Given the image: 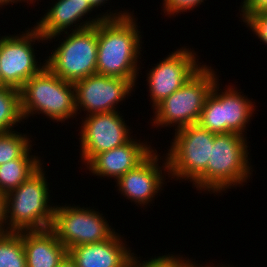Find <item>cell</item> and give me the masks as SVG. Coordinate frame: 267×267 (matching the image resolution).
<instances>
[{
    "instance_id": "obj_1",
    "label": "cell",
    "mask_w": 267,
    "mask_h": 267,
    "mask_svg": "<svg viewBox=\"0 0 267 267\" xmlns=\"http://www.w3.org/2000/svg\"><path fill=\"white\" fill-rule=\"evenodd\" d=\"M137 20L130 12L123 17L104 18L98 23L96 74L128 79L136 85L144 43Z\"/></svg>"
},
{
    "instance_id": "obj_2",
    "label": "cell",
    "mask_w": 267,
    "mask_h": 267,
    "mask_svg": "<svg viewBox=\"0 0 267 267\" xmlns=\"http://www.w3.org/2000/svg\"><path fill=\"white\" fill-rule=\"evenodd\" d=\"M247 137L238 133L214 134L211 159L205 172L193 183L200 193L222 194L232 187H243L252 179L253 165L248 157L250 147ZM251 176V177H250ZM244 183V184H243Z\"/></svg>"
},
{
    "instance_id": "obj_3",
    "label": "cell",
    "mask_w": 267,
    "mask_h": 267,
    "mask_svg": "<svg viewBox=\"0 0 267 267\" xmlns=\"http://www.w3.org/2000/svg\"><path fill=\"white\" fill-rule=\"evenodd\" d=\"M45 173L42 165L16 189L5 194L7 231L46 230L51 227L55 205L50 203L51 190Z\"/></svg>"
},
{
    "instance_id": "obj_4",
    "label": "cell",
    "mask_w": 267,
    "mask_h": 267,
    "mask_svg": "<svg viewBox=\"0 0 267 267\" xmlns=\"http://www.w3.org/2000/svg\"><path fill=\"white\" fill-rule=\"evenodd\" d=\"M23 120L34 114H43L53 122L76 119L75 86L65 81L45 66L20 89Z\"/></svg>"
},
{
    "instance_id": "obj_5",
    "label": "cell",
    "mask_w": 267,
    "mask_h": 267,
    "mask_svg": "<svg viewBox=\"0 0 267 267\" xmlns=\"http://www.w3.org/2000/svg\"><path fill=\"white\" fill-rule=\"evenodd\" d=\"M212 66H203L177 91L154 109L153 128L175 126V131L198 123L205 100L220 78ZM155 126V127H154Z\"/></svg>"
},
{
    "instance_id": "obj_6",
    "label": "cell",
    "mask_w": 267,
    "mask_h": 267,
    "mask_svg": "<svg viewBox=\"0 0 267 267\" xmlns=\"http://www.w3.org/2000/svg\"><path fill=\"white\" fill-rule=\"evenodd\" d=\"M61 35L64 39L46 57V66L61 79L72 83L96 74L98 23L71 33L56 34L47 38L46 42H53Z\"/></svg>"
},
{
    "instance_id": "obj_7",
    "label": "cell",
    "mask_w": 267,
    "mask_h": 267,
    "mask_svg": "<svg viewBox=\"0 0 267 267\" xmlns=\"http://www.w3.org/2000/svg\"><path fill=\"white\" fill-rule=\"evenodd\" d=\"M219 81L205 100L198 124L214 134L233 132L246 137L247 126L257 106L253 98H248L234 84L219 89Z\"/></svg>"
},
{
    "instance_id": "obj_8",
    "label": "cell",
    "mask_w": 267,
    "mask_h": 267,
    "mask_svg": "<svg viewBox=\"0 0 267 267\" xmlns=\"http://www.w3.org/2000/svg\"><path fill=\"white\" fill-rule=\"evenodd\" d=\"M173 138L165 155L169 178L193 184L205 172L211 159L214 133L195 123L176 130Z\"/></svg>"
},
{
    "instance_id": "obj_9",
    "label": "cell",
    "mask_w": 267,
    "mask_h": 267,
    "mask_svg": "<svg viewBox=\"0 0 267 267\" xmlns=\"http://www.w3.org/2000/svg\"><path fill=\"white\" fill-rule=\"evenodd\" d=\"M28 29V30H27ZM17 35L0 36L1 85L21 89L26 81L45 66L36 58L33 45L46 43V39L34 28H25ZM37 42V43H36ZM40 63V64H38Z\"/></svg>"
},
{
    "instance_id": "obj_10",
    "label": "cell",
    "mask_w": 267,
    "mask_h": 267,
    "mask_svg": "<svg viewBox=\"0 0 267 267\" xmlns=\"http://www.w3.org/2000/svg\"><path fill=\"white\" fill-rule=\"evenodd\" d=\"M67 205H55L50 227L67 250L74 246L107 240L116 232L99 210L75 204Z\"/></svg>"
},
{
    "instance_id": "obj_11",
    "label": "cell",
    "mask_w": 267,
    "mask_h": 267,
    "mask_svg": "<svg viewBox=\"0 0 267 267\" xmlns=\"http://www.w3.org/2000/svg\"><path fill=\"white\" fill-rule=\"evenodd\" d=\"M120 112H103L81 118L79 158L82 165H86L95 155L120 147L135 137Z\"/></svg>"
},
{
    "instance_id": "obj_12",
    "label": "cell",
    "mask_w": 267,
    "mask_h": 267,
    "mask_svg": "<svg viewBox=\"0 0 267 267\" xmlns=\"http://www.w3.org/2000/svg\"><path fill=\"white\" fill-rule=\"evenodd\" d=\"M198 57V53L184 46L147 70L145 81L152 109L182 87L203 66Z\"/></svg>"
},
{
    "instance_id": "obj_13",
    "label": "cell",
    "mask_w": 267,
    "mask_h": 267,
    "mask_svg": "<svg viewBox=\"0 0 267 267\" xmlns=\"http://www.w3.org/2000/svg\"><path fill=\"white\" fill-rule=\"evenodd\" d=\"M73 84L77 115L83 111L86 116L118 111L119 102L121 105L137 87L131 80L100 74L90 75Z\"/></svg>"
},
{
    "instance_id": "obj_14",
    "label": "cell",
    "mask_w": 267,
    "mask_h": 267,
    "mask_svg": "<svg viewBox=\"0 0 267 267\" xmlns=\"http://www.w3.org/2000/svg\"><path fill=\"white\" fill-rule=\"evenodd\" d=\"M45 11L44 16L42 18L40 17V20L34 24V28L45 39L56 34L68 32L69 30L71 32L95 26L104 18H118L130 13V11L128 12L126 10L118 11L116 9L113 10L114 12L107 10L102 14H94V16L97 15L95 17L91 15L92 18H88L87 15L93 11L96 12L88 0H57L50 8L48 6V9Z\"/></svg>"
},
{
    "instance_id": "obj_15",
    "label": "cell",
    "mask_w": 267,
    "mask_h": 267,
    "mask_svg": "<svg viewBox=\"0 0 267 267\" xmlns=\"http://www.w3.org/2000/svg\"><path fill=\"white\" fill-rule=\"evenodd\" d=\"M160 162L162 166L159 165ZM166 176L169 177L167 158L165 154L160 157V153L158 154L157 150L154 149L143 162L122 175L116 181L117 185L115 187L117 186L116 188L118 193L122 194L121 196L135 203L138 207L146 208L148 204L154 203V197L164 190L162 187L167 184L165 180L169 179Z\"/></svg>"
},
{
    "instance_id": "obj_16",
    "label": "cell",
    "mask_w": 267,
    "mask_h": 267,
    "mask_svg": "<svg viewBox=\"0 0 267 267\" xmlns=\"http://www.w3.org/2000/svg\"><path fill=\"white\" fill-rule=\"evenodd\" d=\"M134 137L126 144L95 155L85 166L90 174L114 178V182L143 162L154 150L148 141ZM149 144V145H148Z\"/></svg>"
},
{
    "instance_id": "obj_17",
    "label": "cell",
    "mask_w": 267,
    "mask_h": 267,
    "mask_svg": "<svg viewBox=\"0 0 267 267\" xmlns=\"http://www.w3.org/2000/svg\"><path fill=\"white\" fill-rule=\"evenodd\" d=\"M123 238L115 232L107 240L74 246L68 255L77 267H127L137 254L131 252Z\"/></svg>"
},
{
    "instance_id": "obj_18",
    "label": "cell",
    "mask_w": 267,
    "mask_h": 267,
    "mask_svg": "<svg viewBox=\"0 0 267 267\" xmlns=\"http://www.w3.org/2000/svg\"><path fill=\"white\" fill-rule=\"evenodd\" d=\"M27 267H58L68 255L67 248L49 228L21 231Z\"/></svg>"
},
{
    "instance_id": "obj_19",
    "label": "cell",
    "mask_w": 267,
    "mask_h": 267,
    "mask_svg": "<svg viewBox=\"0 0 267 267\" xmlns=\"http://www.w3.org/2000/svg\"><path fill=\"white\" fill-rule=\"evenodd\" d=\"M32 150L30 147L19 159L0 165L1 193L6 194L16 189L43 165L42 157L33 155Z\"/></svg>"
},
{
    "instance_id": "obj_20",
    "label": "cell",
    "mask_w": 267,
    "mask_h": 267,
    "mask_svg": "<svg viewBox=\"0 0 267 267\" xmlns=\"http://www.w3.org/2000/svg\"><path fill=\"white\" fill-rule=\"evenodd\" d=\"M21 122L24 124L21 114L20 90L0 86V132L15 130L14 128Z\"/></svg>"
},
{
    "instance_id": "obj_21",
    "label": "cell",
    "mask_w": 267,
    "mask_h": 267,
    "mask_svg": "<svg viewBox=\"0 0 267 267\" xmlns=\"http://www.w3.org/2000/svg\"><path fill=\"white\" fill-rule=\"evenodd\" d=\"M0 267H27L20 232H0Z\"/></svg>"
},
{
    "instance_id": "obj_22",
    "label": "cell",
    "mask_w": 267,
    "mask_h": 267,
    "mask_svg": "<svg viewBox=\"0 0 267 267\" xmlns=\"http://www.w3.org/2000/svg\"><path fill=\"white\" fill-rule=\"evenodd\" d=\"M27 133L18 130L0 132V165L7 161L19 159L30 147L34 140Z\"/></svg>"
},
{
    "instance_id": "obj_23",
    "label": "cell",
    "mask_w": 267,
    "mask_h": 267,
    "mask_svg": "<svg viewBox=\"0 0 267 267\" xmlns=\"http://www.w3.org/2000/svg\"><path fill=\"white\" fill-rule=\"evenodd\" d=\"M162 3L163 12L167 13L165 16L172 17L175 15L174 17H176L179 13L192 11L205 2L204 0H163Z\"/></svg>"
},
{
    "instance_id": "obj_24",
    "label": "cell",
    "mask_w": 267,
    "mask_h": 267,
    "mask_svg": "<svg viewBox=\"0 0 267 267\" xmlns=\"http://www.w3.org/2000/svg\"><path fill=\"white\" fill-rule=\"evenodd\" d=\"M141 258L134 256L133 261L136 267H178V254H165L162 256H153L148 260L138 259Z\"/></svg>"
},
{
    "instance_id": "obj_25",
    "label": "cell",
    "mask_w": 267,
    "mask_h": 267,
    "mask_svg": "<svg viewBox=\"0 0 267 267\" xmlns=\"http://www.w3.org/2000/svg\"><path fill=\"white\" fill-rule=\"evenodd\" d=\"M245 24L260 39L259 41H262V44L267 45V12L251 16Z\"/></svg>"
},
{
    "instance_id": "obj_26",
    "label": "cell",
    "mask_w": 267,
    "mask_h": 267,
    "mask_svg": "<svg viewBox=\"0 0 267 267\" xmlns=\"http://www.w3.org/2000/svg\"><path fill=\"white\" fill-rule=\"evenodd\" d=\"M240 4L239 18L244 23L257 13L267 12V0H243Z\"/></svg>"
},
{
    "instance_id": "obj_27",
    "label": "cell",
    "mask_w": 267,
    "mask_h": 267,
    "mask_svg": "<svg viewBox=\"0 0 267 267\" xmlns=\"http://www.w3.org/2000/svg\"><path fill=\"white\" fill-rule=\"evenodd\" d=\"M0 232L7 231L6 222V196L4 193L0 192Z\"/></svg>"
},
{
    "instance_id": "obj_28",
    "label": "cell",
    "mask_w": 267,
    "mask_h": 267,
    "mask_svg": "<svg viewBox=\"0 0 267 267\" xmlns=\"http://www.w3.org/2000/svg\"><path fill=\"white\" fill-rule=\"evenodd\" d=\"M180 256V257H179ZM191 259V260H190ZM186 258V257H183L181 255H178V267H219V264L214 265L213 263L210 265L209 264H200V263H197V261L195 262L194 259L192 258ZM194 260V261H192Z\"/></svg>"
},
{
    "instance_id": "obj_29",
    "label": "cell",
    "mask_w": 267,
    "mask_h": 267,
    "mask_svg": "<svg viewBox=\"0 0 267 267\" xmlns=\"http://www.w3.org/2000/svg\"><path fill=\"white\" fill-rule=\"evenodd\" d=\"M26 2L28 4H33L34 3V0H0V8L2 9V7H5L7 5H10V4H18V2L22 3V2Z\"/></svg>"
},
{
    "instance_id": "obj_30",
    "label": "cell",
    "mask_w": 267,
    "mask_h": 267,
    "mask_svg": "<svg viewBox=\"0 0 267 267\" xmlns=\"http://www.w3.org/2000/svg\"><path fill=\"white\" fill-rule=\"evenodd\" d=\"M58 267H77L75 262L67 255Z\"/></svg>"
},
{
    "instance_id": "obj_31",
    "label": "cell",
    "mask_w": 267,
    "mask_h": 267,
    "mask_svg": "<svg viewBox=\"0 0 267 267\" xmlns=\"http://www.w3.org/2000/svg\"><path fill=\"white\" fill-rule=\"evenodd\" d=\"M89 3L92 5V7L96 10L97 8H100L104 5L105 8V4L108 3L109 0H88Z\"/></svg>"
},
{
    "instance_id": "obj_32",
    "label": "cell",
    "mask_w": 267,
    "mask_h": 267,
    "mask_svg": "<svg viewBox=\"0 0 267 267\" xmlns=\"http://www.w3.org/2000/svg\"><path fill=\"white\" fill-rule=\"evenodd\" d=\"M219 267H234V266H233V265H232V266H230L229 264H227V265H226V264H224V265H223V264L221 263V265H219ZM235 267H236V266H235Z\"/></svg>"
},
{
    "instance_id": "obj_33",
    "label": "cell",
    "mask_w": 267,
    "mask_h": 267,
    "mask_svg": "<svg viewBox=\"0 0 267 267\" xmlns=\"http://www.w3.org/2000/svg\"><path fill=\"white\" fill-rule=\"evenodd\" d=\"M127 267H136L135 262L132 261Z\"/></svg>"
}]
</instances>
